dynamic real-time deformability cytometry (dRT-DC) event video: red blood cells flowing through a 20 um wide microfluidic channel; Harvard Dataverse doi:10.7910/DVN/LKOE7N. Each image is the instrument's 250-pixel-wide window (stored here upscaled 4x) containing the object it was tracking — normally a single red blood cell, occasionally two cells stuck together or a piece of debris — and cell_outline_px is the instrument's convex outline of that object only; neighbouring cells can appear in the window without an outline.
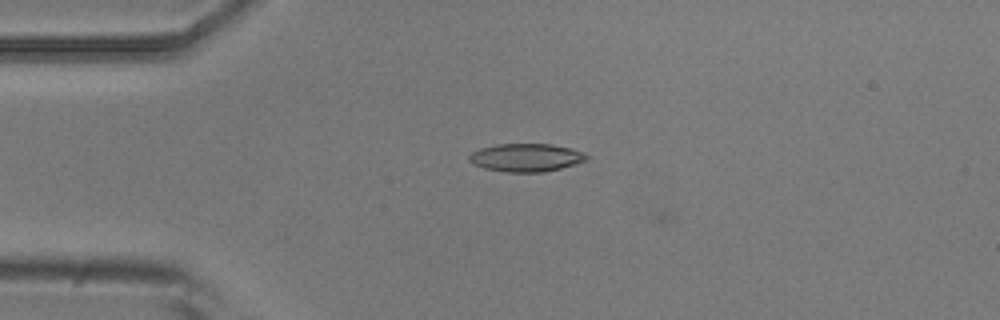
{"species": "common noctule bat (a hibernating species)", "species_latin": "Nyctalus noctula", "temperature_condition": "room temperature", "stored_images_in_passage": 8, "camera_frame_rate_fps": 3000, "um_per_image_px": 0.085, "animal": {"sex": "male", "body_mass_g": 20.5, "forearm_length_mm": 52.5}, "frame": {"image": 1, "passage_image": 3, "time_ms": 3.0, "image_size_px": [1000, 320], "cell_outline_px": [[588, 160], [576, 164], [544, 172], [504, 172], [484, 168], [468, 160], [468, 156], [472, 152], [480, 148], [496, 144], [552, 144], [572, 148], [584, 152], [588, 156]], "centroid_in_image_um": [44.74, 13.39], "position_along_channel_um": 40.3, "area_um2": 19.31}}
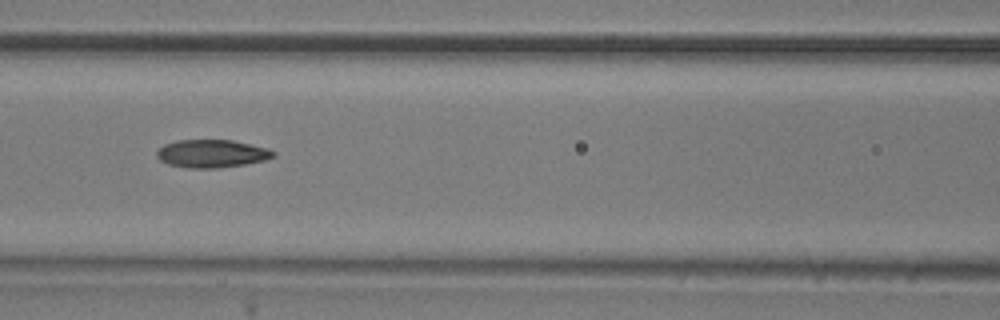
{"frame": {"image": 2, "passage_image": 6, "time_ms": 6.333, "image_size_px": [1000, 320], "cell_outline_px": [[276, 156], [264, 160], [244, 164], [216, 168], [188, 168], [168, 164], [160, 160], [156, 156], [156, 152], [164, 144], [176, 140], [232, 140], [268, 148], [276, 152]], "centroid_in_image_um": [18.0, 13.05], "position_along_channel_um": 148.6, "area_um2": 18.96}}
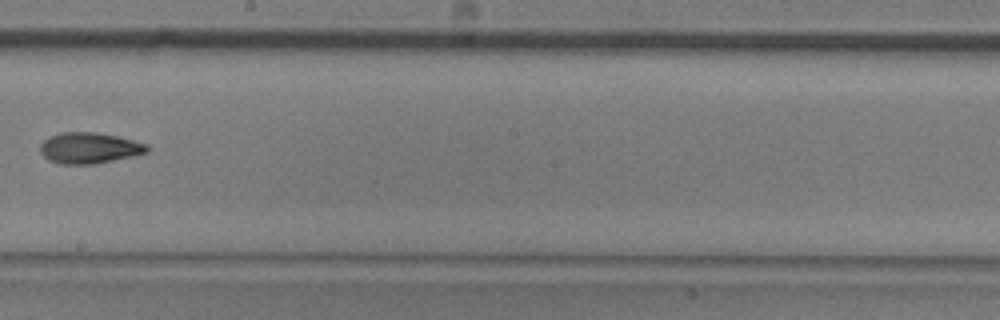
{"frame": {"image": 3, "passage_image": 8, "time_ms": 8.667, "image_size_px": [1000, 320], "cell_outline_px": [[152, 148], [148, 152], [132, 156], [92, 164], [60, 164], [48, 160], [40, 152], [40, 144], [48, 136], [60, 132], [96, 132], [116, 136], [148, 144]], "centroid_in_image_um": [7.58, 12.57], "position_along_channel_um": 240.6, "area_um2": 19.36}}